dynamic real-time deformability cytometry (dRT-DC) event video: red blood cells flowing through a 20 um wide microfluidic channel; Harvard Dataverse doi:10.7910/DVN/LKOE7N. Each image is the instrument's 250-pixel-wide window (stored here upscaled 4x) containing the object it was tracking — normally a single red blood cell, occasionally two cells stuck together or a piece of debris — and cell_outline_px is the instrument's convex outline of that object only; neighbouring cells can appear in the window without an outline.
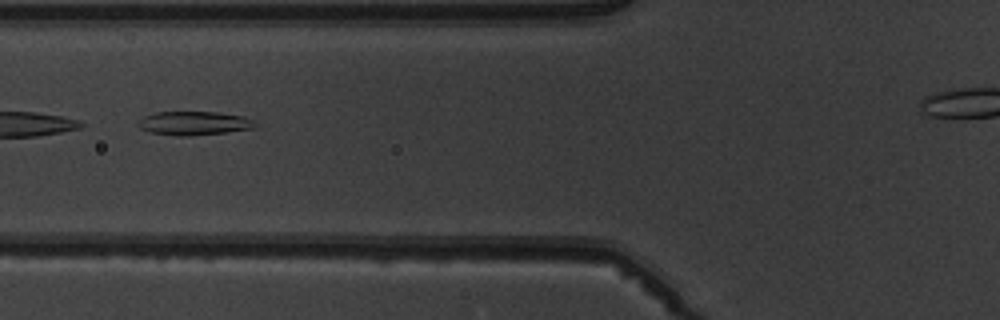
{"species": "common noctule bat (a hibernating species)", "species_latin": "Nyctalus noctula", "temperature_condition": "warm", "stored_images_in_passage": 7, "camera_frame_rate_fps": 3000, "um_per_image_px": 0.085, "animal": {"sex": "male", "body_mass_g": 19.5, "forearm_length_mm": 54.6}, "frame": {"image": 1, "passage_image": 6, "time_ms": 5.667, "image_size_px": [1000, 320], "cell_outline_px": [[256, 128], [192, 136], [176, 136], [148, 132], [140, 128], [136, 124], [136, 120], [144, 116], [156, 112], [216, 112], [244, 116], [252, 120], [256, 124]], "centroid_in_image_um": [16.43, 10.48], "position_along_channel_um": 109.4, "area_um2": 16.36}}